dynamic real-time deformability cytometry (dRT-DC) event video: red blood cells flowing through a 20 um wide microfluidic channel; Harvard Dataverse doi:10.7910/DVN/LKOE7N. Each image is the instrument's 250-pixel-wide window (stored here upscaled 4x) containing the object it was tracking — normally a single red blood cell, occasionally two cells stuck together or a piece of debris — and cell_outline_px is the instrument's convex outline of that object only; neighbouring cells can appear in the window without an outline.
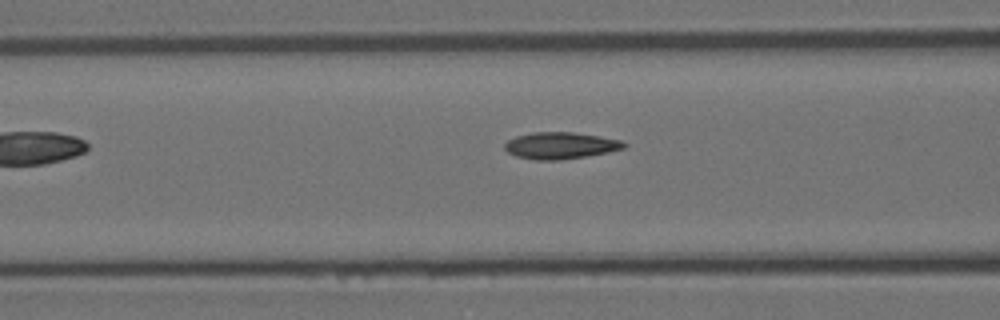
{"species": "Egyptian fruit bat (a non-hibernating species)", "species_latin": "Rousettus aegyptiacus", "temperature_condition": "room temperature", "stored_images_in_passage": 9, "segment_of_instrument_passage": [2, 2], "camera_frame_rate_fps": 3000, "um_per_image_px": 0.085, "animal": {"sex": "female"}, "frame": {"image": 1, "passage_image": 9, "time_ms": 2.667, "image_size_px": [1000, 320], "cell_outline_px": [[628, 144], [624, 148], [608, 152], [560, 160], [536, 160], [516, 156], [508, 152], [504, 148], [504, 144], [508, 140], [516, 136], [532, 132], [572, 132], [600, 136], [620, 140]], "centroid_in_image_um": [47.62, 12.36], "position_along_channel_um": 119.0, "area_um2": 18.5}}